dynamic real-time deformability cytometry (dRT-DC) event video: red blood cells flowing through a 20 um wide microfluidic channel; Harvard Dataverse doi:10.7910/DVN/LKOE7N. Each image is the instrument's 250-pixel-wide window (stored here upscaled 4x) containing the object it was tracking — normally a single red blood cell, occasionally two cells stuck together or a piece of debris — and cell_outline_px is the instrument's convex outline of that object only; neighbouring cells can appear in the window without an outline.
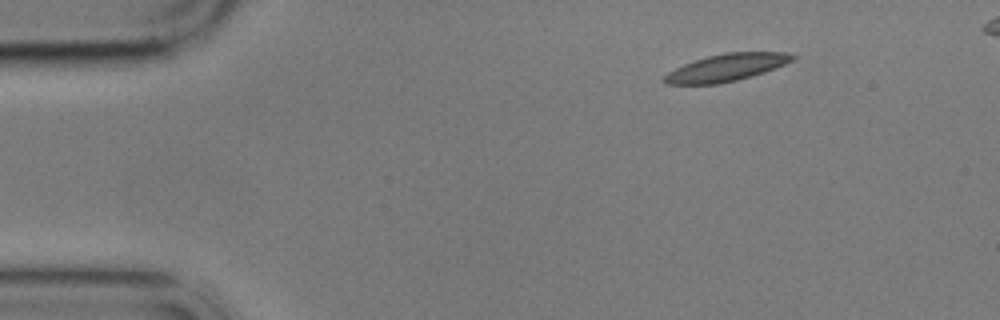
{"species": "common noctule bat (a hibernating species)", "species_latin": "Nyctalus noctula", "temperature_condition": "cold", "stored_images_in_passage": 4, "segment_of_instrument_passage": [1, 2], "camera_frame_rate_fps": 3000, "um_per_image_px": 0.085, "animal": {"sex": "male", "body_mass_g": 17.9}, "frame": {"image": 1, "passage_image": 1, "time_ms": 0.0, "image_size_px": [1000, 320], "cell_outline_px": [[800, 56], [784, 64], [764, 72], [752, 76], [720, 84], [664, 84], [660, 80], [668, 72], [684, 64], [708, 56], [724, 52], [784, 52]], "centroid_in_image_um": [61.73, 5.74], "position_along_channel_um": 23.3, "area_um2": 20.35}}